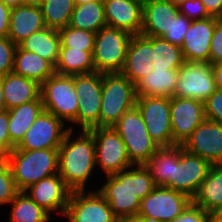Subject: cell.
I'll return each instance as SVG.
<instances>
[{"mask_svg":"<svg viewBox=\"0 0 222 222\" xmlns=\"http://www.w3.org/2000/svg\"><path fill=\"white\" fill-rule=\"evenodd\" d=\"M40 89L41 85L34 80L13 72L6 74L3 77V95L6 110L36 101L40 97Z\"/></svg>","mask_w":222,"mask_h":222,"instance_id":"obj_25","label":"cell"},{"mask_svg":"<svg viewBox=\"0 0 222 222\" xmlns=\"http://www.w3.org/2000/svg\"><path fill=\"white\" fill-rule=\"evenodd\" d=\"M210 222H222V205L210 212Z\"/></svg>","mask_w":222,"mask_h":222,"instance_id":"obj_48","label":"cell"},{"mask_svg":"<svg viewBox=\"0 0 222 222\" xmlns=\"http://www.w3.org/2000/svg\"><path fill=\"white\" fill-rule=\"evenodd\" d=\"M211 166L209 161L186 151L182 145H175L172 177L163 187L183 192L193 198Z\"/></svg>","mask_w":222,"mask_h":222,"instance_id":"obj_8","label":"cell"},{"mask_svg":"<svg viewBox=\"0 0 222 222\" xmlns=\"http://www.w3.org/2000/svg\"><path fill=\"white\" fill-rule=\"evenodd\" d=\"M215 26V17L191 22L181 45L186 61L209 63L210 44Z\"/></svg>","mask_w":222,"mask_h":222,"instance_id":"obj_20","label":"cell"},{"mask_svg":"<svg viewBox=\"0 0 222 222\" xmlns=\"http://www.w3.org/2000/svg\"><path fill=\"white\" fill-rule=\"evenodd\" d=\"M178 7L179 12L192 21L210 17L201 0H187Z\"/></svg>","mask_w":222,"mask_h":222,"instance_id":"obj_41","label":"cell"},{"mask_svg":"<svg viewBox=\"0 0 222 222\" xmlns=\"http://www.w3.org/2000/svg\"><path fill=\"white\" fill-rule=\"evenodd\" d=\"M120 222H160L156 220H146L139 216L126 217L120 220Z\"/></svg>","mask_w":222,"mask_h":222,"instance_id":"obj_49","label":"cell"},{"mask_svg":"<svg viewBox=\"0 0 222 222\" xmlns=\"http://www.w3.org/2000/svg\"><path fill=\"white\" fill-rule=\"evenodd\" d=\"M12 72L34 80L41 85L55 73V67L38 54L22 49L18 45Z\"/></svg>","mask_w":222,"mask_h":222,"instance_id":"obj_26","label":"cell"},{"mask_svg":"<svg viewBox=\"0 0 222 222\" xmlns=\"http://www.w3.org/2000/svg\"><path fill=\"white\" fill-rule=\"evenodd\" d=\"M4 159L10 165L18 191L41 179L58 174L59 148L20 150L16 147Z\"/></svg>","mask_w":222,"mask_h":222,"instance_id":"obj_3","label":"cell"},{"mask_svg":"<svg viewBox=\"0 0 222 222\" xmlns=\"http://www.w3.org/2000/svg\"><path fill=\"white\" fill-rule=\"evenodd\" d=\"M156 186H164L172 177L173 146L160 147L145 164Z\"/></svg>","mask_w":222,"mask_h":222,"instance_id":"obj_35","label":"cell"},{"mask_svg":"<svg viewBox=\"0 0 222 222\" xmlns=\"http://www.w3.org/2000/svg\"><path fill=\"white\" fill-rule=\"evenodd\" d=\"M222 62V19L216 18V26L210 44L209 63Z\"/></svg>","mask_w":222,"mask_h":222,"instance_id":"obj_43","label":"cell"},{"mask_svg":"<svg viewBox=\"0 0 222 222\" xmlns=\"http://www.w3.org/2000/svg\"><path fill=\"white\" fill-rule=\"evenodd\" d=\"M182 147L211 164H222V124L205 119Z\"/></svg>","mask_w":222,"mask_h":222,"instance_id":"obj_18","label":"cell"},{"mask_svg":"<svg viewBox=\"0 0 222 222\" xmlns=\"http://www.w3.org/2000/svg\"><path fill=\"white\" fill-rule=\"evenodd\" d=\"M9 205L11 206L9 222H50L53 220L51 215L24 191H19Z\"/></svg>","mask_w":222,"mask_h":222,"instance_id":"obj_33","label":"cell"},{"mask_svg":"<svg viewBox=\"0 0 222 222\" xmlns=\"http://www.w3.org/2000/svg\"><path fill=\"white\" fill-rule=\"evenodd\" d=\"M178 83V70L172 68H153L136 84L137 97L174 96Z\"/></svg>","mask_w":222,"mask_h":222,"instance_id":"obj_24","label":"cell"},{"mask_svg":"<svg viewBox=\"0 0 222 222\" xmlns=\"http://www.w3.org/2000/svg\"><path fill=\"white\" fill-rule=\"evenodd\" d=\"M9 112L4 110L0 112V154L5 157L16 146L11 142L9 135Z\"/></svg>","mask_w":222,"mask_h":222,"instance_id":"obj_42","label":"cell"},{"mask_svg":"<svg viewBox=\"0 0 222 222\" xmlns=\"http://www.w3.org/2000/svg\"><path fill=\"white\" fill-rule=\"evenodd\" d=\"M137 103L136 85L122 73L102 74L100 127H113Z\"/></svg>","mask_w":222,"mask_h":222,"instance_id":"obj_4","label":"cell"},{"mask_svg":"<svg viewBox=\"0 0 222 222\" xmlns=\"http://www.w3.org/2000/svg\"><path fill=\"white\" fill-rule=\"evenodd\" d=\"M74 6L73 0H44L40 7L45 26L57 31L68 26Z\"/></svg>","mask_w":222,"mask_h":222,"instance_id":"obj_34","label":"cell"},{"mask_svg":"<svg viewBox=\"0 0 222 222\" xmlns=\"http://www.w3.org/2000/svg\"><path fill=\"white\" fill-rule=\"evenodd\" d=\"M75 90L79 96L77 128L90 130L100 127L102 73L75 75Z\"/></svg>","mask_w":222,"mask_h":222,"instance_id":"obj_11","label":"cell"},{"mask_svg":"<svg viewBox=\"0 0 222 222\" xmlns=\"http://www.w3.org/2000/svg\"><path fill=\"white\" fill-rule=\"evenodd\" d=\"M113 128L124 142L128 158L133 165H145L160 148L150 137L136 106L125 112Z\"/></svg>","mask_w":222,"mask_h":222,"instance_id":"obj_6","label":"cell"},{"mask_svg":"<svg viewBox=\"0 0 222 222\" xmlns=\"http://www.w3.org/2000/svg\"><path fill=\"white\" fill-rule=\"evenodd\" d=\"M24 192L50 215L56 212L64 216L72 190L59 174H55L41 179Z\"/></svg>","mask_w":222,"mask_h":222,"instance_id":"obj_17","label":"cell"},{"mask_svg":"<svg viewBox=\"0 0 222 222\" xmlns=\"http://www.w3.org/2000/svg\"><path fill=\"white\" fill-rule=\"evenodd\" d=\"M64 216L68 222H120L97 189L72 191Z\"/></svg>","mask_w":222,"mask_h":222,"instance_id":"obj_14","label":"cell"},{"mask_svg":"<svg viewBox=\"0 0 222 222\" xmlns=\"http://www.w3.org/2000/svg\"><path fill=\"white\" fill-rule=\"evenodd\" d=\"M18 192L10 165L3 158L0 161V206L9 204Z\"/></svg>","mask_w":222,"mask_h":222,"instance_id":"obj_37","label":"cell"},{"mask_svg":"<svg viewBox=\"0 0 222 222\" xmlns=\"http://www.w3.org/2000/svg\"><path fill=\"white\" fill-rule=\"evenodd\" d=\"M40 96L44 110L54 114L64 123L68 121L74 130L77 125L79 96L75 90V75H61L54 73L41 84Z\"/></svg>","mask_w":222,"mask_h":222,"instance_id":"obj_5","label":"cell"},{"mask_svg":"<svg viewBox=\"0 0 222 222\" xmlns=\"http://www.w3.org/2000/svg\"><path fill=\"white\" fill-rule=\"evenodd\" d=\"M106 24L138 35L142 28V14L144 0H102Z\"/></svg>","mask_w":222,"mask_h":222,"instance_id":"obj_19","label":"cell"},{"mask_svg":"<svg viewBox=\"0 0 222 222\" xmlns=\"http://www.w3.org/2000/svg\"><path fill=\"white\" fill-rule=\"evenodd\" d=\"M173 222H210V213L191 203Z\"/></svg>","mask_w":222,"mask_h":222,"instance_id":"obj_44","label":"cell"},{"mask_svg":"<svg viewBox=\"0 0 222 222\" xmlns=\"http://www.w3.org/2000/svg\"><path fill=\"white\" fill-rule=\"evenodd\" d=\"M191 22L192 20L180 13L177 18L174 19L170 30H168L162 38L181 47L185 33L188 30Z\"/></svg>","mask_w":222,"mask_h":222,"instance_id":"obj_39","label":"cell"},{"mask_svg":"<svg viewBox=\"0 0 222 222\" xmlns=\"http://www.w3.org/2000/svg\"><path fill=\"white\" fill-rule=\"evenodd\" d=\"M4 157L0 154V161L3 159Z\"/></svg>","mask_w":222,"mask_h":222,"instance_id":"obj_55","label":"cell"},{"mask_svg":"<svg viewBox=\"0 0 222 222\" xmlns=\"http://www.w3.org/2000/svg\"><path fill=\"white\" fill-rule=\"evenodd\" d=\"M153 69L150 61V36L133 35L121 71L134 85Z\"/></svg>","mask_w":222,"mask_h":222,"instance_id":"obj_22","label":"cell"},{"mask_svg":"<svg viewBox=\"0 0 222 222\" xmlns=\"http://www.w3.org/2000/svg\"><path fill=\"white\" fill-rule=\"evenodd\" d=\"M191 203L192 198L183 192L156 186L141 199L137 216L146 220L173 222Z\"/></svg>","mask_w":222,"mask_h":222,"instance_id":"obj_10","label":"cell"},{"mask_svg":"<svg viewBox=\"0 0 222 222\" xmlns=\"http://www.w3.org/2000/svg\"><path fill=\"white\" fill-rule=\"evenodd\" d=\"M205 117L222 124V90L217 89L206 101H204Z\"/></svg>","mask_w":222,"mask_h":222,"instance_id":"obj_40","label":"cell"},{"mask_svg":"<svg viewBox=\"0 0 222 222\" xmlns=\"http://www.w3.org/2000/svg\"><path fill=\"white\" fill-rule=\"evenodd\" d=\"M192 203L209 213L222 205V164H212Z\"/></svg>","mask_w":222,"mask_h":222,"instance_id":"obj_28","label":"cell"},{"mask_svg":"<svg viewBox=\"0 0 222 222\" xmlns=\"http://www.w3.org/2000/svg\"><path fill=\"white\" fill-rule=\"evenodd\" d=\"M4 110H6V104L3 95V77H0V112Z\"/></svg>","mask_w":222,"mask_h":222,"instance_id":"obj_50","label":"cell"},{"mask_svg":"<svg viewBox=\"0 0 222 222\" xmlns=\"http://www.w3.org/2000/svg\"><path fill=\"white\" fill-rule=\"evenodd\" d=\"M90 131L95 140L96 167L99 166L105 176L133 166L124 142L113 127H95Z\"/></svg>","mask_w":222,"mask_h":222,"instance_id":"obj_9","label":"cell"},{"mask_svg":"<svg viewBox=\"0 0 222 222\" xmlns=\"http://www.w3.org/2000/svg\"><path fill=\"white\" fill-rule=\"evenodd\" d=\"M17 44L8 37H0V77L13 71Z\"/></svg>","mask_w":222,"mask_h":222,"instance_id":"obj_38","label":"cell"},{"mask_svg":"<svg viewBox=\"0 0 222 222\" xmlns=\"http://www.w3.org/2000/svg\"><path fill=\"white\" fill-rule=\"evenodd\" d=\"M90 1H93V0H73L74 5H81V4L89 3Z\"/></svg>","mask_w":222,"mask_h":222,"instance_id":"obj_53","label":"cell"},{"mask_svg":"<svg viewBox=\"0 0 222 222\" xmlns=\"http://www.w3.org/2000/svg\"><path fill=\"white\" fill-rule=\"evenodd\" d=\"M69 26L95 33L107 26L103 1L93 0L89 3L75 5Z\"/></svg>","mask_w":222,"mask_h":222,"instance_id":"obj_31","label":"cell"},{"mask_svg":"<svg viewBox=\"0 0 222 222\" xmlns=\"http://www.w3.org/2000/svg\"><path fill=\"white\" fill-rule=\"evenodd\" d=\"M170 115L173 146L183 145L192 132L206 119L204 102L172 96L170 98Z\"/></svg>","mask_w":222,"mask_h":222,"instance_id":"obj_16","label":"cell"},{"mask_svg":"<svg viewBox=\"0 0 222 222\" xmlns=\"http://www.w3.org/2000/svg\"><path fill=\"white\" fill-rule=\"evenodd\" d=\"M41 96L36 101L24 103L14 107L9 112V135L11 142L17 146L24 138L25 133L43 112Z\"/></svg>","mask_w":222,"mask_h":222,"instance_id":"obj_27","label":"cell"},{"mask_svg":"<svg viewBox=\"0 0 222 222\" xmlns=\"http://www.w3.org/2000/svg\"><path fill=\"white\" fill-rule=\"evenodd\" d=\"M66 126L54 114L43 110L16 148L20 150L59 148L69 130Z\"/></svg>","mask_w":222,"mask_h":222,"instance_id":"obj_15","label":"cell"},{"mask_svg":"<svg viewBox=\"0 0 222 222\" xmlns=\"http://www.w3.org/2000/svg\"><path fill=\"white\" fill-rule=\"evenodd\" d=\"M136 107L155 143L159 147H172L170 98L158 96L137 97Z\"/></svg>","mask_w":222,"mask_h":222,"instance_id":"obj_13","label":"cell"},{"mask_svg":"<svg viewBox=\"0 0 222 222\" xmlns=\"http://www.w3.org/2000/svg\"><path fill=\"white\" fill-rule=\"evenodd\" d=\"M45 27L41 7L20 5L11 8L7 37L18 45L24 39Z\"/></svg>","mask_w":222,"mask_h":222,"instance_id":"obj_23","label":"cell"},{"mask_svg":"<svg viewBox=\"0 0 222 222\" xmlns=\"http://www.w3.org/2000/svg\"><path fill=\"white\" fill-rule=\"evenodd\" d=\"M11 8L0 0V37H7L10 26Z\"/></svg>","mask_w":222,"mask_h":222,"instance_id":"obj_45","label":"cell"},{"mask_svg":"<svg viewBox=\"0 0 222 222\" xmlns=\"http://www.w3.org/2000/svg\"><path fill=\"white\" fill-rule=\"evenodd\" d=\"M93 51L60 47L55 73L61 75H80L96 72L93 63Z\"/></svg>","mask_w":222,"mask_h":222,"instance_id":"obj_30","label":"cell"},{"mask_svg":"<svg viewBox=\"0 0 222 222\" xmlns=\"http://www.w3.org/2000/svg\"><path fill=\"white\" fill-rule=\"evenodd\" d=\"M44 0H23V5L40 7Z\"/></svg>","mask_w":222,"mask_h":222,"instance_id":"obj_52","label":"cell"},{"mask_svg":"<svg viewBox=\"0 0 222 222\" xmlns=\"http://www.w3.org/2000/svg\"><path fill=\"white\" fill-rule=\"evenodd\" d=\"M179 14V7L168 0H144L140 34L163 37Z\"/></svg>","mask_w":222,"mask_h":222,"instance_id":"obj_21","label":"cell"},{"mask_svg":"<svg viewBox=\"0 0 222 222\" xmlns=\"http://www.w3.org/2000/svg\"><path fill=\"white\" fill-rule=\"evenodd\" d=\"M74 131H67L59 147L58 174L72 191L86 190L85 185L97 168L95 140L90 130L79 128L78 135Z\"/></svg>","mask_w":222,"mask_h":222,"instance_id":"obj_2","label":"cell"},{"mask_svg":"<svg viewBox=\"0 0 222 222\" xmlns=\"http://www.w3.org/2000/svg\"><path fill=\"white\" fill-rule=\"evenodd\" d=\"M212 71L217 89L222 90V62L213 64Z\"/></svg>","mask_w":222,"mask_h":222,"instance_id":"obj_47","label":"cell"},{"mask_svg":"<svg viewBox=\"0 0 222 222\" xmlns=\"http://www.w3.org/2000/svg\"><path fill=\"white\" fill-rule=\"evenodd\" d=\"M210 17L222 19V0H201Z\"/></svg>","mask_w":222,"mask_h":222,"instance_id":"obj_46","label":"cell"},{"mask_svg":"<svg viewBox=\"0 0 222 222\" xmlns=\"http://www.w3.org/2000/svg\"><path fill=\"white\" fill-rule=\"evenodd\" d=\"M217 90L212 64L186 61L178 69L174 97L206 101Z\"/></svg>","mask_w":222,"mask_h":222,"instance_id":"obj_12","label":"cell"},{"mask_svg":"<svg viewBox=\"0 0 222 222\" xmlns=\"http://www.w3.org/2000/svg\"><path fill=\"white\" fill-rule=\"evenodd\" d=\"M105 177L107 180L97 190L109 203L119 221L126 217L137 216L141 199L156 187L145 165H133Z\"/></svg>","mask_w":222,"mask_h":222,"instance_id":"obj_1","label":"cell"},{"mask_svg":"<svg viewBox=\"0 0 222 222\" xmlns=\"http://www.w3.org/2000/svg\"><path fill=\"white\" fill-rule=\"evenodd\" d=\"M150 61L153 68L178 70L185 62L181 47L162 37L150 36Z\"/></svg>","mask_w":222,"mask_h":222,"instance_id":"obj_32","label":"cell"},{"mask_svg":"<svg viewBox=\"0 0 222 222\" xmlns=\"http://www.w3.org/2000/svg\"><path fill=\"white\" fill-rule=\"evenodd\" d=\"M61 47L93 51L96 33L66 26L58 31Z\"/></svg>","mask_w":222,"mask_h":222,"instance_id":"obj_36","label":"cell"},{"mask_svg":"<svg viewBox=\"0 0 222 222\" xmlns=\"http://www.w3.org/2000/svg\"><path fill=\"white\" fill-rule=\"evenodd\" d=\"M6 6L10 8H15L23 5V0H1Z\"/></svg>","mask_w":222,"mask_h":222,"instance_id":"obj_51","label":"cell"},{"mask_svg":"<svg viewBox=\"0 0 222 222\" xmlns=\"http://www.w3.org/2000/svg\"><path fill=\"white\" fill-rule=\"evenodd\" d=\"M168 1H170L171 3H173L176 6H179L182 3L186 2L187 0H168Z\"/></svg>","mask_w":222,"mask_h":222,"instance_id":"obj_54","label":"cell"},{"mask_svg":"<svg viewBox=\"0 0 222 222\" xmlns=\"http://www.w3.org/2000/svg\"><path fill=\"white\" fill-rule=\"evenodd\" d=\"M133 35L105 26L96 33L93 63L98 73H121Z\"/></svg>","mask_w":222,"mask_h":222,"instance_id":"obj_7","label":"cell"},{"mask_svg":"<svg viewBox=\"0 0 222 222\" xmlns=\"http://www.w3.org/2000/svg\"><path fill=\"white\" fill-rule=\"evenodd\" d=\"M18 45L22 49L34 52L48 60L54 67L58 61L61 44L57 30L45 27L27 37Z\"/></svg>","mask_w":222,"mask_h":222,"instance_id":"obj_29","label":"cell"}]
</instances>
